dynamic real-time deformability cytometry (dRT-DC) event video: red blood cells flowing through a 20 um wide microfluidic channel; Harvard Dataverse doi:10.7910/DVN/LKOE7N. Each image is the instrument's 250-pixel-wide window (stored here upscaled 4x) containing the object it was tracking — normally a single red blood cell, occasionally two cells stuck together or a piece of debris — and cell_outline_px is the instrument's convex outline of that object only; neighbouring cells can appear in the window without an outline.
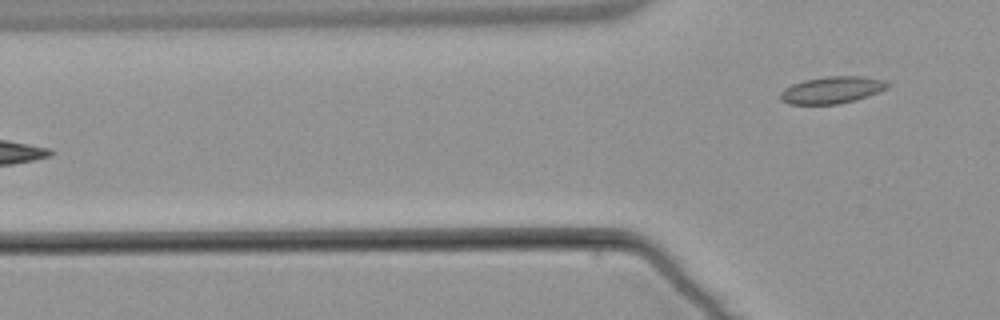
{"species": "common noctule bat (a hibernating species)", "species_latin": "Nyctalus noctula", "temperature_condition": "warm", "stored_images_in_passage": 5, "camera_frame_rate_fps": 3000, "um_per_image_px": 0.085, "animal": {"sex": "male", "body_mass_g": 21.5, "forearm_length_mm": 52.0}, "frame": {"image": 1, "passage_image": 5, "time_ms": 5.0, "image_size_px": [1000, 320], "cell_outline_px": [[892, 84], [888, 88], [868, 96], [856, 100], [836, 104], [788, 104], [780, 100], [780, 92], [784, 88], [792, 84], [804, 80], [824, 76], [864, 76], [884, 80]], "centroid_in_image_um": [70.72, 7.64], "position_along_channel_um": 55.1, "area_um2": 17.05}}